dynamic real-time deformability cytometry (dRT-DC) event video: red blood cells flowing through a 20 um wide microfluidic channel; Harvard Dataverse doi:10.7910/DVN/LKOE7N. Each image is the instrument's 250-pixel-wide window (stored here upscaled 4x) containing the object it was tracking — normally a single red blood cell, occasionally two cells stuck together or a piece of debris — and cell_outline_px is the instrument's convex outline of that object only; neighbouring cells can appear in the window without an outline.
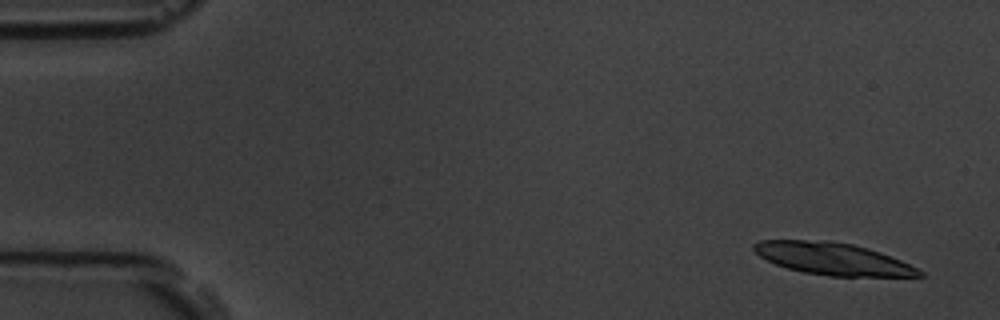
{"species": "common noctule bat (a hibernating species)", "species_latin": "Nyctalus noctula", "temperature_condition": "room temperature", "stored_images_in_passage": 5, "segment_of_instrument_passage": [2, 2], "camera_frame_rate_fps": 3000, "um_per_image_px": 0.085, "animal": {"sex": "male", "body_mass_g": 19.5, "forearm_length_mm": 54.6}, "frame": {"image": 1, "passage_image": 5, "time_ms": 5.667, "image_size_px": [1000, 320], "cell_outline_px": [[924, 276], [828, 276], [804, 272], [788, 268], [776, 264], [760, 256], [752, 248], [752, 244], [760, 240], [832, 240], [852, 244], [880, 252], [900, 260], [924, 272]], "centroid_in_image_um": [70.76, 21.98], "position_along_channel_um": 14.2, "area_um2": 30.75}}